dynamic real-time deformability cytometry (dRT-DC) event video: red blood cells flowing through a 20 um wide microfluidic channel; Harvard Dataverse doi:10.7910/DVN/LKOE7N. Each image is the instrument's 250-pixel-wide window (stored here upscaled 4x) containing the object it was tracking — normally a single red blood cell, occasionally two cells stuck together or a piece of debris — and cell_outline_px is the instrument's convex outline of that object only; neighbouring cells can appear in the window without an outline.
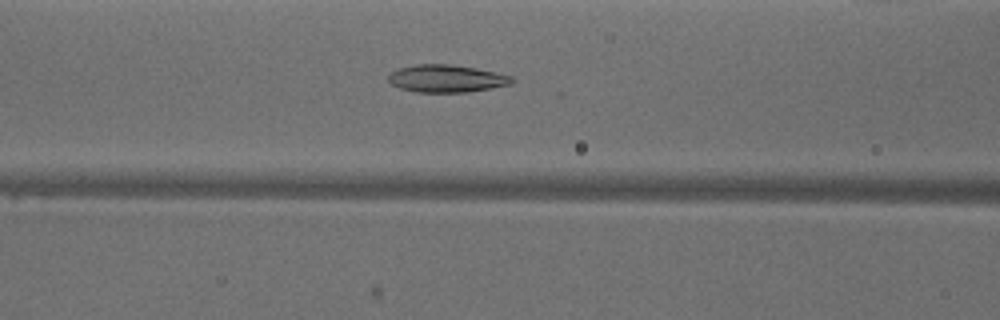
{"species": "common noctule bat (a hibernating species)", "species_latin": "Nyctalus noctula", "temperature_condition": "warm", "stored_images_in_passage": 49, "camera_frame_rate_fps": 3000, "um_per_image_px": 0.085, "animal": {"sex": "male", "body_mass_g": 18.8}, "frame": {"image": 1, "passage_image": 19, "time_ms": 6.0, "image_size_px": [1000, 320], "cell_outline_px": [[512, 84], [492, 88], [468, 92], [416, 92], [400, 88], [392, 84], [388, 80], [388, 76], [392, 72], [400, 68], [416, 64], [452, 64], [476, 68], [496, 72], [512, 76]], "centroid_in_image_um": [37.97, 6.67], "position_along_channel_um": 128.6, "area_um2": 19.77}}
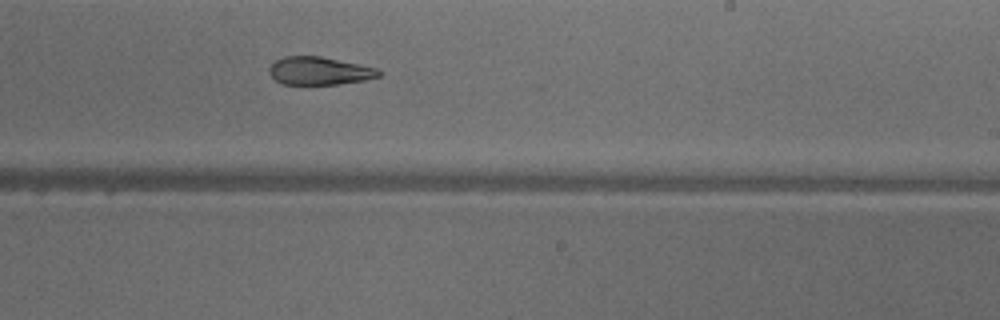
{"frame": {"image": 2, "passage_image": 29, "time_ms": 9.333, "image_size_px": [1000, 320], "cell_outline_px": [[384, 72], [380, 76], [364, 80], [336, 84], [284, 84], [276, 80], [268, 72], [268, 68], [276, 60], [284, 56], [320, 56], [376, 68]], "centroid_in_image_um": [27.14, 6.02], "position_along_channel_um": 261.9, "area_um2": 17.69}}
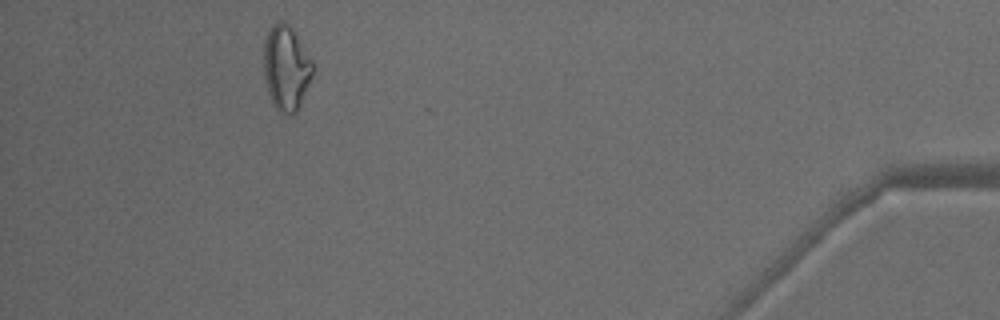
{"frame": {"image": 3, "passage_image": 45, "time_ms": 14.667, "image_size_px": [1000, 320], "cell_outline_px": [[312, 76], [300, 104], [296, 112], [292, 116], [280, 112], [272, 104], [268, 92], [264, 76], [264, 40], [272, 24], [276, 20], [284, 20], [292, 28], [312, 60]], "centroid_in_image_um": [24.3, 5.76], "position_along_channel_um": 410.9, "area_um2": 24.22}, "authors_computed_cell_mechanics": {"area_um2": 21.7328, "velocity_mm_per_s": 4.0022, "shape_relaxation_time_tau1_ms": null, "shape_relaxation_time_tau2_ms": 5.4476, "deformation_change_tau1": null, "deformation_change_tau2": 0.157}}